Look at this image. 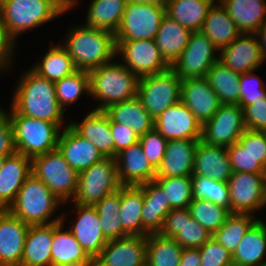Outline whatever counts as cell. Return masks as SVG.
<instances>
[{"label": "cell", "instance_id": "1", "mask_svg": "<svg viewBox=\"0 0 266 266\" xmlns=\"http://www.w3.org/2000/svg\"><path fill=\"white\" fill-rule=\"evenodd\" d=\"M21 73L13 86L8 106L19 115L52 122L62 129L67 127L69 120L57 101L54 82L39 76L31 68Z\"/></svg>", "mask_w": 266, "mask_h": 266}, {"label": "cell", "instance_id": "2", "mask_svg": "<svg viewBox=\"0 0 266 266\" xmlns=\"http://www.w3.org/2000/svg\"><path fill=\"white\" fill-rule=\"evenodd\" d=\"M60 43L67 49L77 70L90 71L116 57L115 35L83 23L71 25Z\"/></svg>", "mask_w": 266, "mask_h": 266}, {"label": "cell", "instance_id": "3", "mask_svg": "<svg viewBox=\"0 0 266 266\" xmlns=\"http://www.w3.org/2000/svg\"><path fill=\"white\" fill-rule=\"evenodd\" d=\"M68 11L64 0H0V21L18 44L23 33L42 28Z\"/></svg>", "mask_w": 266, "mask_h": 266}, {"label": "cell", "instance_id": "4", "mask_svg": "<svg viewBox=\"0 0 266 266\" xmlns=\"http://www.w3.org/2000/svg\"><path fill=\"white\" fill-rule=\"evenodd\" d=\"M116 57L89 71L90 101L93 110L104 111L109 106L137 96L139 78Z\"/></svg>", "mask_w": 266, "mask_h": 266}, {"label": "cell", "instance_id": "5", "mask_svg": "<svg viewBox=\"0 0 266 266\" xmlns=\"http://www.w3.org/2000/svg\"><path fill=\"white\" fill-rule=\"evenodd\" d=\"M63 205L46 184L31 173L6 210L28 225H48L61 222V212H56L62 210Z\"/></svg>", "mask_w": 266, "mask_h": 266}, {"label": "cell", "instance_id": "6", "mask_svg": "<svg viewBox=\"0 0 266 266\" xmlns=\"http://www.w3.org/2000/svg\"><path fill=\"white\" fill-rule=\"evenodd\" d=\"M8 108L16 152L32 159L57 149L62 131L59 125L19 115L10 106Z\"/></svg>", "mask_w": 266, "mask_h": 266}, {"label": "cell", "instance_id": "7", "mask_svg": "<svg viewBox=\"0 0 266 266\" xmlns=\"http://www.w3.org/2000/svg\"><path fill=\"white\" fill-rule=\"evenodd\" d=\"M32 174L46 184L63 204L72 201L76 194L79 173L72 169L58 150L31 159Z\"/></svg>", "mask_w": 266, "mask_h": 266}, {"label": "cell", "instance_id": "8", "mask_svg": "<svg viewBox=\"0 0 266 266\" xmlns=\"http://www.w3.org/2000/svg\"><path fill=\"white\" fill-rule=\"evenodd\" d=\"M121 187L116 159L103 158L79 173L76 194L71 202L94 206Z\"/></svg>", "mask_w": 266, "mask_h": 266}, {"label": "cell", "instance_id": "9", "mask_svg": "<svg viewBox=\"0 0 266 266\" xmlns=\"http://www.w3.org/2000/svg\"><path fill=\"white\" fill-rule=\"evenodd\" d=\"M67 205L69 207L71 205V212L68 209L62 210L61 222L67 225L65 227L75 236V239L86 254L94 261L108 242L102 233L97 210L94 206L72 204V202L64 204L63 207ZM70 214L74 215V217L72 215L69 216ZM68 221L70 222L68 223Z\"/></svg>", "mask_w": 266, "mask_h": 266}, {"label": "cell", "instance_id": "10", "mask_svg": "<svg viewBox=\"0 0 266 266\" xmlns=\"http://www.w3.org/2000/svg\"><path fill=\"white\" fill-rule=\"evenodd\" d=\"M165 14L164 5L128 1L115 41L155 39Z\"/></svg>", "mask_w": 266, "mask_h": 266}, {"label": "cell", "instance_id": "11", "mask_svg": "<svg viewBox=\"0 0 266 266\" xmlns=\"http://www.w3.org/2000/svg\"><path fill=\"white\" fill-rule=\"evenodd\" d=\"M181 82L171 68L139 78L137 96L153 119L181 100Z\"/></svg>", "mask_w": 266, "mask_h": 266}, {"label": "cell", "instance_id": "12", "mask_svg": "<svg viewBox=\"0 0 266 266\" xmlns=\"http://www.w3.org/2000/svg\"><path fill=\"white\" fill-rule=\"evenodd\" d=\"M115 42L116 58L138 78L159 74L170 69L155 39Z\"/></svg>", "mask_w": 266, "mask_h": 266}, {"label": "cell", "instance_id": "13", "mask_svg": "<svg viewBox=\"0 0 266 266\" xmlns=\"http://www.w3.org/2000/svg\"><path fill=\"white\" fill-rule=\"evenodd\" d=\"M219 60V51L202 32H191L188 44L170 66L180 79L206 77L207 72Z\"/></svg>", "mask_w": 266, "mask_h": 266}, {"label": "cell", "instance_id": "14", "mask_svg": "<svg viewBox=\"0 0 266 266\" xmlns=\"http://www.w3.org/2000/svg\"><path fill=\"white\" fill-rule=\"evenodd\" d=\"M266 173L233 171L228 180L231 213L252 214L264 210ZM260 210V211H259Z\"/></svg>", "mask_w": 266, "mask_h": 266}, {"label": "cell", "instance_id": "15", "mask_svg": "<svg viewBox=\"0 0 266 266\" xmlns=\"http://www.w3.org/2000/svg\"><path fill=\"white\" fill-rule=\"evenodd\" d=\"M243 109L238 104H222L202 125L201 141L209 145L229 147L245 132Z\"/></svg>", "mask_w": 266, "mask_h": 266}, {"label": "cell", "instance_id": "16", "mask_svg": "<svg viewBox=\"0 0 266 266\" xmlns=\"http://www.w3.org/2000/svg\"><path fill=\"white\" fill-rule=\"evenodd\" d=\"M154 129L167 140H201L202 136L201 123L181 100L154 119Z\"/></svg>", "mask_w": 266, "mask_h": 266}, {"label": "cell", "instance_id": "17", "mask_svg": "<svg viewBox=\"0 0 266 266\" xmlns=\"http://www.w3.org/2000/svg\"><path fill=\"white\" fill-rule=\"evenodd\" d=\"M159 234L173 238L183 248H200L212 237L191 217L188 207L170 210Z\"/></svg>", "mask_w": 266, "mask_h": 266}, {"label": "cell", "instance_id": "18", "mask_svg": "<svg viewBox=\"0 0 266 266\" xmlns=\"http://www.w3.org/2000/svg\"><path fill=\"white\" fill-rule=\"evenodd\" d=\"M147 236L108 240L93 266H145Z\"/></svg>", "mask_w": 266, "mask_h": 266}, {"label": "cell", "instance_id": "19", "mask_svg": "<svg viewBox=\"0 0 266 266\" xmlns=\"http://www.w3.org/2000/svg\"><path fill=\"white\" fill-rule=\"evenodd\" d=\"M219 61L239 74L259 69L265 64L256 34L241 33L219 51Z\"/></svg>", "mask_w": 266, "mask_h": 266}, {"label": "cell", "instance_id": "20", "mask_svg": "<svg viewBox=\"0 0 266 266\" xmlns=\"http://www.w3.org/2000/svg\"><path fill=\"white\" fill-rule=\"evenodd\" d=\"M181 101L201 125L209 121L222 105L206 77L182 79Z\"/></svg>", "mask_w": 266, "mask_h": 266}, {"label": "cell", "instance_id": "21", "mask_svg": "<svg viewBox=\"0 0 266 266\" xmlns=\"http://www.w3.org/2000/svg\"><path fill=\"white\" fill-rule=\"evenodd\" d=\"M30 225L0 210V266H20Z\"/></svg>", "mask_w": 266, "mask_h": 266}, {"label": "cell", "instance_id": "22", "mask_svg": "<svg viewBox=\"0 0 266 266\" xmlns=\"http://www.w3.org/2000/svg\"><path fill=\"white\" fill-rule=\"evenodd\" d=\"M115 159L119 181L122 186H139L154 181L156 169L143 153L139 141L123 149Z\"/></svg>", "mask_w": 266, "mask_h": 266}, {"label": "cell", "instance_id": "23", "mask_svg": "<svg viewBox=\"0 0 266 266\" xmlns=\"http://www.w3.org/2000/svg\"><path fill=\"white\" fill-rule=\"evenodd\" d=\"M79 122L69 120V125L83 138L92 142L104 158H114V142L110 131V118L104 111L90 109Z\"/></svg>", "mask_w": 266, "mask_h": 266}, {"label": "cell", "instance_id": "24", "mask_svg": "<svg viewBox=\"0 0 266 266\" xmlns=\"http://www.w3.org/2000/svg\"><path fill=\"white\" fill-rule=\"evenodd\" d=\"M57 149L69 166L78 173L104 158L92 142L80 136L70 125L62 129Z\"/></svg>", "mask_w": 266, "mask_h": 266}, {"label": "cell", "instance_id": "25", "mask_svg": "<svg viewBox=\"0 0 266 266\" xmlns=\"http://www.w3.org/2000/svg\"><path fill=\"white\" fill-rule=\"evenodd\" d=\"M198 142L199 140L189 139L168 140L156 177L192 176Z\"/></svg>", "mask_w": 266, "mask_h": 266}, {"label": "cell", "instance_id": "26", "mask_svg": "<svg viewBox=\"0 0 266 266\" xmlns=\"http://www.w3.org/2000/svg\"><path fill=\"white\" fill-rule=\"evenodd\" d=\"M232 173L227 147L209 145L199 140L195 149L192 175L228 182Z\"/></svg>", "mask_w": 266, "mask_h": 266}, {"label": "cell", "instance_id": "27", "mask_svg": "<svg viewBox=\"0 0 266 266\" xmlns=\"http://www.w3.org/2000/svg\"><path fill=\"white\" fill-rule=\"evenodd\" d=\"M31 170V158L21 153L5 158L0 168V210H6L14 201Z\"/></svg>", "mask_w": 266, "mask_h": 266}, {"label": "cell", "instance_id": "28", "mask_svg": "<svg viewBox=\"0 0 266 266\" xmlns=\"http://www.w3.org/2000/svg\"><path fill=\"white\" fill-rule=\"evenodd\" d=\"M51 264L55 266H93L94 264L62 222L53 223Z\"/></svg>", "mask_w": 266, "mask_h": 266}, {"label": "cell", "instance_id": "29", "mask_svg": "<svg viewBox=\"0 0 266 266\" xmlns=\"http://www.w3.org/2000/svg\"><path fill=\"white\" fill-rule=\"evenodd\" d=\"M139 186L143 189L144 202L141 213L142 236L158 234L163 227L166 215L170 211V202L155 181Z\"/></svg>", "mask_w": 266, "mask_h": 266}, {"label": "cell", "instance_id": "30", "mask_svg": "<svg viewBox=\"0 0 266 266\" xmlns=\"http://www.w3.org/2000/svg\"><path fill=\"white\" fill-rule=\"evenodd\" d=\"M234 266L266 264V221L259 218L242 237L232 254Z\"/></svg>", "mask_w": 266, "mask_h": 266}, {"label": "cell", "instance_id": "31", "mask_svg": "<svg viewBox=\"0 0 266 266\" xmlns=\"http://www.w3.org/2000/svg\"><path fill=\"white\" fill-rule=\"evenodd\" d=\"M104 112L113 122L126 125L139 137L154 129V119L143 107L138 96L113 104Z\"/></svg>", "mask_w": 266, "mask_h": 266}, {"label": "cell", "instance_id": "32", "mask_svg": "<svg viewBox=\"0 0 266 266\" xmlns=\"http://www.w3.org/2000/svg\"><path fill=\"white\" fill-rule=\"evenodd\" d=\"M201 31L218 51L228 46L241 34L219 0H216L209 9Z\"/></svg>", "mask_w": 266, "mask_h": 266}, {"label": "cell", "instance_id": "33", "mask_svg": "<svg viewBox=\"0 0 266 266\" xmlns=\"http://www.w3.org/2000/svg\"><path fill=\"white\" fill-rule=\"evenodd\" d=\"M31 66L30 68L39 76L54 83L77 71L67 49L54 40L49 42L46 53L44 52L43 56Z\"/></svg>", "mask_w": 266, "mask_h": 266}, {"label": "cell", "instance_id": "34", "mask_svg": "<svg viewBox=\"0 0 266 266\" xmlns=\"http://www.w3.org/2000/svg\"><path fill=\"white\" fill-rule=\"evenodd\" d=\"M191 31L169 17L164 15L155 42L161 55L171 66L186 48Z\"/></svg>", "mask_w": 266, "mask_h": 266}, {"label": "cell", "instance_id": "35", "mask_svg": "<svg viewBox=\"0 0 266 266\" xmlns=\"http://www.w3.org/2000/svg\"><path fill=\"white\" fill-rule=\"evenodd\" d=\"M53 224L30 225L23 249L20 266L51 264Z\"/></svg>", "mask_w": 266, "mask_h": 266}, {"label": "cell", "instance_id": "36", "mask_svg": "<svg viewBox=\"0 0 266 266\" xmlns=\"http://www.w3.org/2000/svg\"><path fill=\"white\" fill-rule=\"evenodd\" d=\"M241 33L255 34L266 20V3L260 0H219Z\"/></svg>", "mask_w": 266, "mask_h": 266}, {"label": "cell", "instance_id": "37", "mask_svg": "<svg viewBox=\"0 0 266 266\" xmlns=\"http://www.w3.org/2000/svg\"><path fill=\"white\" fill-rule=\"evenodd\" d=\"M216 0H167L165 13L191 32L201 31Z\"/></svg>", "mask_w": 266, "mask_h": 266}, {"label": "cell", "instance_id": "38", "mask_svg": "<svg viewBox=\"0 0 266 266\" xmlns=\"http://www.w3.org/2000/svg\"><path fill=\"white\" fill-rule=\"evenodd\" d=\"M128 0H89L85 25L115 33Z\"/></svg>", "mask_w": 266, "mask_h": 266}, {"label": "cell", "instance_id": "39", "mask_svg": "<svg viewBox=\"0 0 266 266\" xmlns=\"http://www.w3.org/2000/svg\"><path fill=\"white\" fill-rule=\"evenodd\" d=\"M143 189L140 186L121 187L120 217L123 230L129 236H142Z\"/></svg>", "mask_w": 266, "mask_h": 266}, {"label": "cell", "instance_id": "40", "mask_svg": "<svg viewBox=\"0 0 266 266\" xmlns=\"http://www.w3.org/2000/svg\"><path fill=\"white\" fill-rule=\"evenodd\" d=\"M206 78L222 104L239 105V73L226 67L218 60L207 72Z\"/></svg>", "mask_w": 266, "mask_h": 266}, {"label": "cell", "instance_id": "41", "mask_svg": "<svg viewBox=\"0 0 266 266\" xmlns=\"http://www.w3.org/2000/svg\"><path fill=\"white\" fill-rule=\"evenodd\" d=\"M102 233L107 240L129 236L124 230L119 215L121 210V188L96 203Z\"/></svg>", "mask_w": 266, "mask_h": 266}, {"label": "cell", "instance_id": "42", "mask_svg": "<svg viewBox=\"0 0 266 266\" xmlns=\"http://www.w3.org/2000/svg\"><path fill=\"white\" fill-rule=\"evenodd\" d=\"M183 247L173 238L158 234L147 236V266H179Z\"/></svg>", "mask_w": 266, "mask_h": 266}, {"label": "cell", "instance_id": "43", "mask_svg": "<svg viewBox=\"0 0 266 266\" xmlns=\"http://www.w3.org/2000/svg\"><path fill=\"white\" fill-rule=\"evenodd\" d=\"M55 84L56 98L60 107L66 110L84 98L90 97L89 71L77 70L72 75L64 77Z\"/></svg>", "mask_w": 266, "mask_h": 266}, {"label": "cell", "instance_id": "44", "mask_svg": "<svg viewBox=\"0 0 266 266\" xmlns=\"http://www.w3.org/2000/svg\"><path fill=\"white\" fill-rule=\"evenodd\" d=\"M258 219L259 217L252 214L231 213L222 227L212 235V238L232 255L242 237Z\"/></svg>", "mask_w": 266, "mask_h": 266}, {"label": "cell", "instance_id": "45", "mask_svg": "<svg viewBox=\"0 0 266 266\" xmlns=\"http://www.w3.org/2000/svg\"><path fill=\"white\" fill-rule=\"evenodd\" d=\"M190 215L212 236L225 223L231 212L208 200L193 199L188 206Z\"/></svg>", "mask_w": 266, "mask_h": 266}, {"label": "cell", "instance_id": "46", "mask_svg": "<svg viewBox=\"0 0 266 266\" xmlns=\"http://www.w3.org/2000/svg\"><path fill=\"white\" fill-rule=\"evenodd\" d=\"M154 181L166 194L170 210L187 208L193 200L192 176L155 177Z\"/></svg>", "mask_w": 266, "mask_h": 266}, {"label": "cell", "instance_id": "47", "mask_svg": "<svg viewBox=\"0 0 266 266\" xmlns=\"http://www.w3.org/2000/svg\"><path fill=\"white\" fill-rule=\"evenodd\" d=\"M193 199L208 200L231 212L228 183L210 177L192 175Z\"/></svg>", "mask_w": 266, "mask_h": 266}, {"label": "cell", "instance_id": "48", "mask_svg": "<svg viewBox=\"0 0 266 266\" xmlns=\"http://www.w3.org/2000/svg\"><path fill=\"white\" fill-rule=\"evenodd\" d=\"M258 70L260 69L240 74L239 106L242 109L246 105L266 98V83L259 74L255 73Z\"/></svg>", "mask_w": 266, "mask_h": 266}, {"label": "cell", "instance_id": "49", "mask_svg": "<svg viewBox=\"0 0 266 266\" xmlns=\"http://www.w3.org/2000/svg\"><path fill=\"white\" fill-rule=\"evenodd\" d=\"M167 139L153 129L139 137L142 150L150 164L157 170L165 155Z\"/></svg>", "mask_w": 266, "mask_h": 266}, {"label": "cell", "instance_id": "50", "mask_svg": "<svg viewBox=\"0 0 266 266\" xmlns=\"http://www.w3.org/2000/svg\"><path fill=\"white\" fill-rule=\"evenodd\" d=\"M227 152L233 171L266 173V169L247 150H244L239 142L227 147Z\"/></svg>", "mask_w": 266, "mask_h": 266}, {"label": "cell", "instance_id": "51", "mask_svg": "<svg viewBox=\"0 0 266 266\" xmlns=\"http://www.w3.org/2000/svg\"><path fill=\"white\" fill-rule=\"evenodd\" d=\"M202 266H234L232 255L212 237L199 248Z\"/></svg>", "mask_w": 266, "mask_h": 266}, {"label": "cell", "instance_id": "52", "mask_svg": "<svg viewBox=\"0 0 266 266\" xmlns=\"http://www.w3.org/2000/svg\"><path fill=\"white\" fill-rule=\"evenodd\" d=\"M238 142L266 169V132L246 129Z\"/></svg>", "mask_w": 266, "mask_h": 266}, {"label": "cell", "instance_id": "53", "mask_svg": "<svg viewBox=\"0 0 266 266\" xmlns=\"http://www.w3.org/2000/svg\"><path fill=\"white\" fill-rule=\"evenodd\" d=\"M18 43L11 37L8 29L0 21V74H9L12 71L14 61H16V52L18 49Z\"/></svg>", "mask_w": 266, "mask_h": 266}, {"label": "cell", "instance_id": "54", "mask_svg": "<svg viewBox=\"0 0 266 266\" xmlns=\"http://www.w3.org/2000/svg\"><path fill=\"white\" fill-rule=\"evenodd\" d=\"M246 129L266 132V98L243 108Z\"/></svg>", "mask_w": 266, "mask_h": 266}, {"label": "cell", "instance_id": "55", "mask_svg": "<svg viewBox=\"0 0 266 266\" xmlns=\"http://www.w3.org/2000/svg\"><path fill=\"white\" fill-rule=\"evenodd\" d=\"M0 105V155L10 156L16 152L13 128L9 118L8 108Z\"/></svg>", "mask_w": 266, "mask_h": 266}, {"label": "cell", "instance_id": "56", "mask_svg": "<svg viewBox=\"0 0 266 266\" xmlns=\"http://www.w3.org/2000/svg\"><path fill=\"white\" fill-rule=\"evenodd\" d=\"M110 131L114 142V158L123 149L139 141V136L124 124L115 123L110 119Z\"/></svg>", "mask_w": 266, "mask_h": 266}, {"label": "cell", "instance_id": "57", "mask_svg": "<svg viewBox=\"0 0 266 266\" xmlns=\"http://www.w3.org/2000/svg\"><path fill=\"white\" fill-rule=\"evenodd\" d=\"M179 266H202L199 248H183Z\"/></svg>", "mask_w": 266, "mask_h": 266}, {"label": "cell", "instance_id": "58", "mask_svg": "<svg viewBox=\"0 0 266 266\" xmlns=\"http://www.w3.org/2000/svg\"><path fill=\"white\" fill-rule=\"evenodd\" d=\"M259 41L264 62L266 61V20L255 33ZM266 63V62H265Z\"/></svg>", "mask_w": 266, "mask_h": 266}, {"label": "cell", "instance_id": "59", "mask_svg": "<svg viewBox=\"0 0 266 266\" xmlns=\"http://www.w3.org/2000/svg\"><path fill=\"white\" fill-rule=\"evenodd\" d=\"M128 1H132V2H137V3H141V4H145V3H152V4H159V5H166L167 0H128Z\"/></svg>", "mask_w": 266, "mask_h": 266}, {"label": "cell", "instance_id": "60", "mask_svg": "<svg viewBox=\"0 0 266 266\" xmlns=\"http://www.w3.org/2000/svg\"><path fill=\"white\" fill-rule=\"evenodd\" d=\"M65 3L69 6V12L74 10L78 6V3H81L80 0H64Z\"/></svg>", "mask_w": 266, "mask_h": 266}, {"label": "cell", "instance_id": "61", "mask_svg": "<svg viewBox=\"0 0 266 266\" xmlns=\"http://www.w3.org/2000/svg\"><path fill=\"white\" fill-rule=\"evenodd\" d=\"M264 208H266V179H265V190H264Z\"/></svg>", "mask_w": 266, "mask_h": 266}, {"label": "cell", "instance_id": "62", "mask_svg": "<svg viewBox=\"0 0 266 266\" xmlns=\"http://www.w3.org/2000/svg\"><path fill=\"white\" fill-rule=\"evenodd\" d=\"M6 157H7V156H1V155H0V168L2 167L3 162H4V160H5Z\"/></svg>", "mask_w": 266, "mask_h": 266}, {"label": "cell", "instance_id": "63", "mask_svg": "<svg viewBox=\"0 0 266 266\" xmlns=\"http://www.w3.org/2000/svg\"><path fill=\"white\" fill-rule=\"evenodd\" d=\"M33 266H55L53 264H48V265H33Z\"/></svg>", "mask_w": 266, "mask_h": 266}]
</instances>
